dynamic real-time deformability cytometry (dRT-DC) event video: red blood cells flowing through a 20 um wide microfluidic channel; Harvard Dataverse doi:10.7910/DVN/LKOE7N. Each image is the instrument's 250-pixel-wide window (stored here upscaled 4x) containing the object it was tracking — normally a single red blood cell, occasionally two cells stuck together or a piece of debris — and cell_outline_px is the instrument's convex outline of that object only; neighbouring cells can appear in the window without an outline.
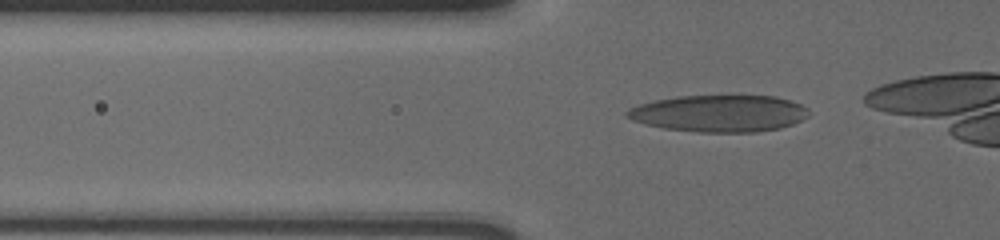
{"species": "human", "species_latin": "Homo sapiens", "temperature_condition": "cold", "stored_images_in_passage": 41, "camera_frame_rate_fps": 3000, "um_per_image_px": 0.085, "donor": {"sex": "male"}, "frame": {"image": 1, "passage_image": 14, "time_ms": 4.333, "image_size_px": [1000, 240], "cell_outline_px": [[808, 116], [792, 124], [780, 128], [756, 132], [700, 132], [664, 128], [644, 124], [632, 120], [624, 116], [624, 112], [628, 108], [640, 104], [656, 100], [676, 96], [776, 96], [800, 104], [808, 108]], "centroid_in_image_um": [61.1, 9.64], "position_along_channel_um": 64.7, "area_um2": 39.02}}
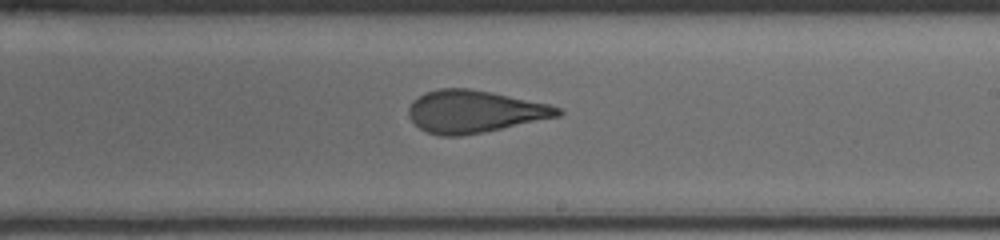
{"frame": {"image": 2, "passage_image": 28, "time_ms": 9.0, "image_size_px": [1000, 240], "cell_outline_px": [[564, 112], [560, 116], [484, 132], [460, 136], [440, 136], [428, 132], [420, 128], [408, 116], [408, 108], [412, 100], [424, 92], [440, 88], [468, 88], [492, 92], [548, 104], [560, 108]], "centroid_in_image_um": [40.3, 9.47], "position_along_channel_um": 248.7, "area_um2": 36.82}}
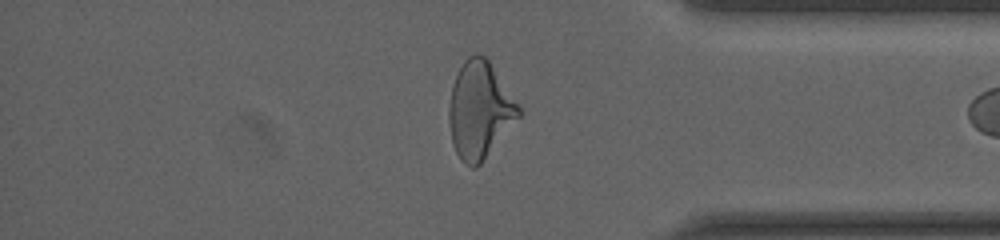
{"frame": {"image": 3, "passage_image": 40, "time_ms": 13.0, "image_size_px": [1000, 240], "cell_outline_px": [[520, 116], [480, 164], [476, 168], [472, 168], [464, 164], [460, 160], [452, 144], [448, 120], [448, 108], [452, 84], [464, 60], [468, 56], [476, 52], [484, 56], [488, 60], [520, 108]], "centroid_in_image_um": [40.73, 9.38], "position_along_channel_um": 394.5, "area_um2": 38.96}}